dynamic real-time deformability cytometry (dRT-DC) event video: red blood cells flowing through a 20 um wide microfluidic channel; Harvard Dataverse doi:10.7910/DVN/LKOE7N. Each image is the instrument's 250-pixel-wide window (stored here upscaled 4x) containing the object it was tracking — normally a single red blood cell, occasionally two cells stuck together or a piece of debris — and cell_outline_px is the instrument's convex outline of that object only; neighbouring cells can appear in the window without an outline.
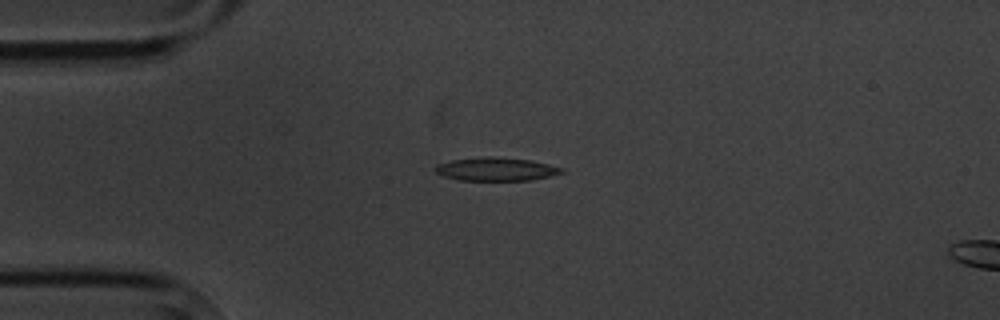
{"species": "common noctule bat (a hibernating species)", "species_latin": "Nyctalus noctula", "temperature_condition": "cold", "stored_images_in_passage": 2, "camera_frame_rate_fps": 3000, "um_per_image_px": 0.085, "animal": {"sex": "male", "body_mass_g": 20.1, "forearm_length_mm": 53.5}, "frame": {"image": 1, "passage_image": 1, "time_ms": 0.0, "image_size_px": [1000, 320], "cell_outline_px": [[564, 172], [552, 176], [532, 180], [460, 180], [444, 176], [436, 172], [432, 168], [436, 164], [452, 160], [488, 156], [532, 160], [564, 168]], "centroid_in_image_um": [42.18, 14.38], "position_along_channel_um": 42.8, "area_um2": 17.22}}